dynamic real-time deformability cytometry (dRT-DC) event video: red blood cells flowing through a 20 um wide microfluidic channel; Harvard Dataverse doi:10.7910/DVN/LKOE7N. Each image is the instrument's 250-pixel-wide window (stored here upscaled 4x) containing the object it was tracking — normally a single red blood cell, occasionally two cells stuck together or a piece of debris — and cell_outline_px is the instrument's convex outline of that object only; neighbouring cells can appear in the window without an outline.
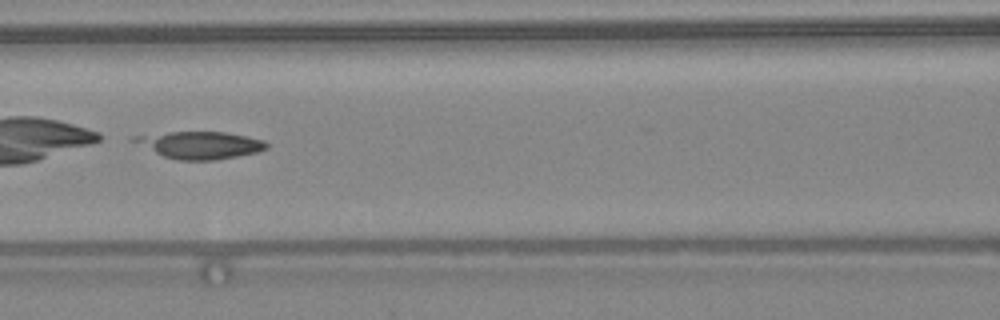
{"species": "common noctule bat (a hibernating species)", "species_latin": "Nyctalus noctula", "temperature_condition": "warm", "stored_images_in_passage": 35, "camera_frame_rate_fps": 3000, "um_per_image_px": 0.085, "animal": {"sex": "female", "body_mass_g": 24.6, "forearm_length_mm": 56.2}, "frame": {"image": 1, "passage_image": 11, "time_ms": 3.333, "image_size_px": [1000, 320], "cell_outline_px": [[268, 148], [256, 152], [216, 160], [180, 160], [164, 156], [128, 140], [132, 136], [172, 132], [224, 132], [264, 140], [268, 144]], "centroid_in_image_um": [16.98, 12.32], "position_along_channel_um": 149.6, "area_um2": 20.75}}